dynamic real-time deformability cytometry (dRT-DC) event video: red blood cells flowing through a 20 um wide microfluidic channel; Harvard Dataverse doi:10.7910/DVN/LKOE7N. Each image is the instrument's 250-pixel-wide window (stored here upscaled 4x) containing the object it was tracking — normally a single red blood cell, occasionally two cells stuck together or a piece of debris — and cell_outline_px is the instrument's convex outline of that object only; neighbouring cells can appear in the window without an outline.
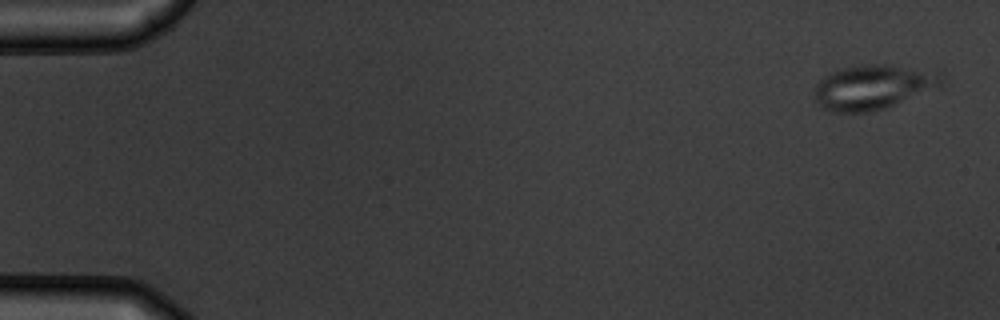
{"species": "common noctule bat (a hibernating species)", "species_latin": "Nyctalus noctula", "temperature_condition": "warm", "stored_images_in_passage": 6, "camera_frame_rate_fps": 3000, "um_per_image_px": 0.085, "animal": {"sex": "male", "body_mass_g": 19.5, "forearm_length_mm": 54.6}, "frame": {"image": 1, "passage_image": 1, "time_ms": 0.0, "image_size_px": [1000, 320], "cell_outline_px": [[944, 80], [940, 84], [888, 108], [872, 112], [832, 112], [824, 108], [816, 100], [816, 84], [824, 76], [840, 68], [860, 64], [888, 64], [936, 76]], "centroid_in_image_um": [74.04, 7.43], "position_along_channel_um": 11.0, "area_um2": 31.67}}